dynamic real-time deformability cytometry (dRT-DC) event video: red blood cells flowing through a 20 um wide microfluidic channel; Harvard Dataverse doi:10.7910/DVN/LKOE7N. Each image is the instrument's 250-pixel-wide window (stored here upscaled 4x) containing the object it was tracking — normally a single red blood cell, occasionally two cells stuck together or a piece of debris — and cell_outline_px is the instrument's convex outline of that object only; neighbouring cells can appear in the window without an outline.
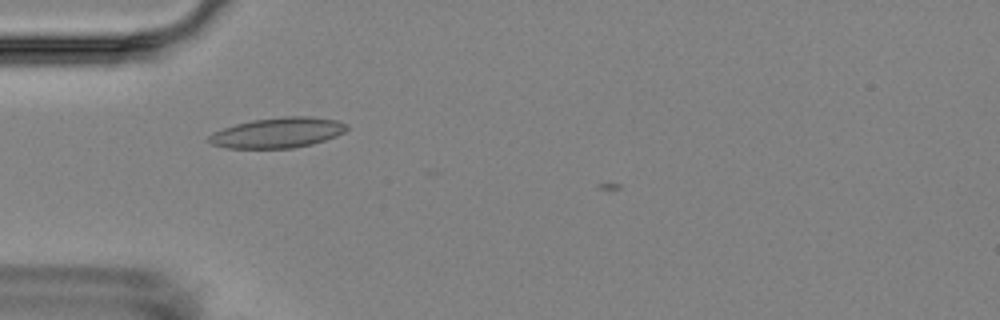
{"species": "Egyptian fruit bat (a non-hibernating species)", "species_latin": "Rousettus aegyptiacus", "temperature_condition": "room temperature", "stored_images_in_passage": 5, "camera_frame_rate_fps": 3000, "um_per_image_px": 0.085, "animal": {"sex": "female"}, "frame": {"image": 1, "passage_image": 1, "time_ms": 0.0, "image_size_px": [1000, 320], "cell_outline_px": [[348, 128], [344, 132], [336, 136], [312, 144], [292, 148], [224, 148], [212, 144], [208, 140], [208, 136], [212, 132], [236, 124], [252, 120], [284, 116], [312, 116], [336, 120], [348, 124]], "centroid_in_image_um": [23.61, 11.27], "position_along_channel_um": 61.4, "area_um2": 24.39}}
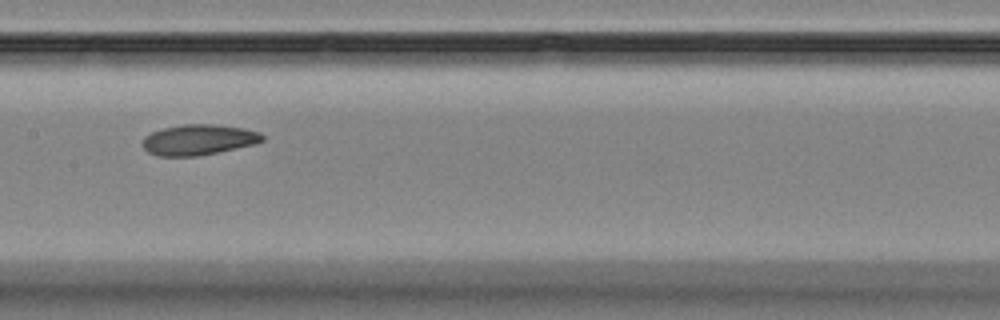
{"frame": {"image": 2, "passage_image": 4, "time_ms": 3.667, "image_size_px": [1000, 320], "cell_outline_px": [[264, 140], [256, 144], [196, 156], [156, 156], [148, 152], [140, 144], [144, 136], [152, 132], [164, 128], [184, 124], [212, 124], [244, 128], [260, 132], [264, 136]], "centroid_in_image_um": [16.86, 11.88], "position_along_channel_um": 190.5, "area_um2": 21.39}}
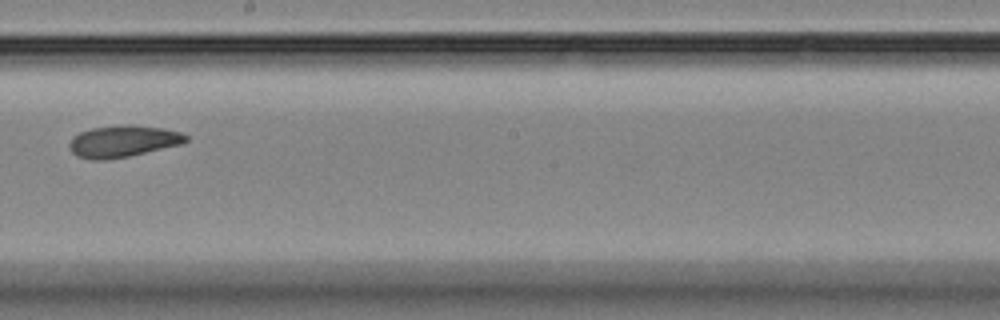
{"frame": {"image": 3, "passage_image": 5, "time_ms": 5.0, "image_size_px": [1000, 320], "cell_outline_px": [[188, 140], [180, 144], [128, 156], [108, 160], [92, 160], [76, 156], [68, 148], [68, 144], [72, 136], [80, 132], [92, 128], [124, 124], [132, 124], [164, 128], [180, 132], [188, 136]], "centroid_in_image_um": [10.41, 12.0], "position_along_channel_um": 237.8, "area_um2": 21.68}}